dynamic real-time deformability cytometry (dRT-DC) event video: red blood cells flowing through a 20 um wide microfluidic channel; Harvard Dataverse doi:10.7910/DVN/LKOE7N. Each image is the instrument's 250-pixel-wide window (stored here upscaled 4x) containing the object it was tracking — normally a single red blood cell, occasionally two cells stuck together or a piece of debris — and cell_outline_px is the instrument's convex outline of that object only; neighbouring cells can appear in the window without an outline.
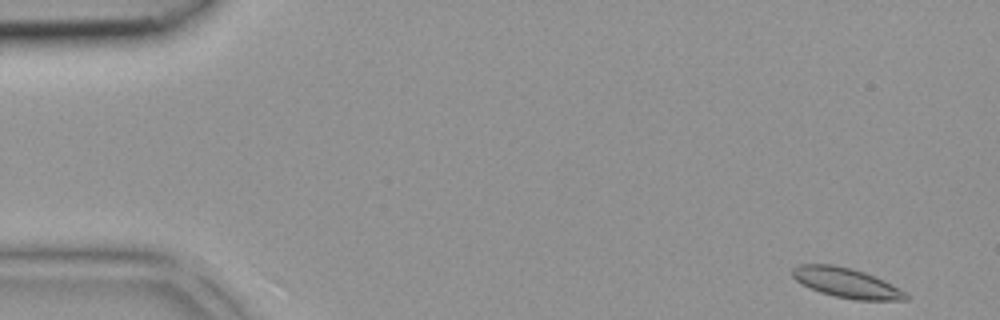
{"species": "common noctule bat (a hibernating species)", "species_latin": "Nyctalus noctula", "temperature_condition": "room temperature", "stored_images_in_passage": 40, "camera_frame_rate_fps": 3000, "um_per_image_px": 0.085, "animal": {"sex": "female", "body_mass_g": 18.4}, "frame": {"image": 1, "passage_image": 1, "time_ms": 0.0, "image_size_px": [1000, 320], "cell_outline_px": [[908, 300], [856, 300], [836, 296], [820, 292], [800, 284], [792, 276], [792, 268], [800, 264], [832, 264], [852, 268], [864, 272], [884, 280], [908, 292]], "centroid_in_image_um": [71.96, 24.04], "position_along_channel_um": 13.0, "area_um2": 19.83}}
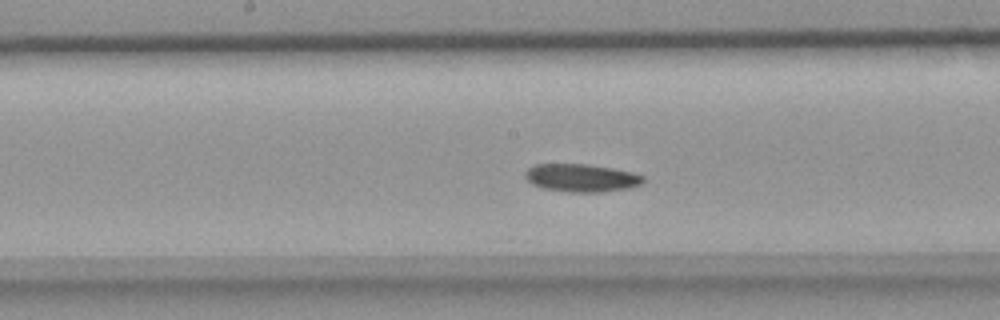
{"frame": {"image": 2, "passage_image": 20, "time_ms": 6.333, "image_size_px": [1000, 320], "cell_outline_px": [[644, 180], [640, 184], [628, 188], [604, 192], [568, 192], [544, 188], [532, 184], [524, 176], [524, 172], [528, 168], [536, 164], [588, 164], [612, 168], [632, 172], [644, 176]], "centroid_in_image_um": [49.41, 15.12], "position_along_channel_um": 198.8, "area_um2": 19.19}}
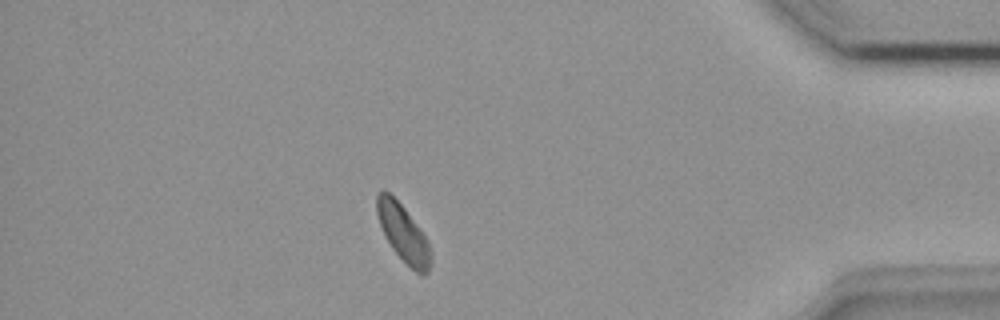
{"frame": {"image": 3, "passage_image": 35, "time_ms": 11.333, "image_size_px": [1000, 320], "cell_outline_px": [[432, 264], [428, 272], [424, 276], [420, 276], [392, 248], [384, 236], [376, 212], [376, 196], [384, 188], [404, 208], [424, 236], [428, 244], [432, 260]], "centroid_in_image_um": [34.26, 19.84], "position_along_channel_um": 400.9, "area_um2": 17.57}}